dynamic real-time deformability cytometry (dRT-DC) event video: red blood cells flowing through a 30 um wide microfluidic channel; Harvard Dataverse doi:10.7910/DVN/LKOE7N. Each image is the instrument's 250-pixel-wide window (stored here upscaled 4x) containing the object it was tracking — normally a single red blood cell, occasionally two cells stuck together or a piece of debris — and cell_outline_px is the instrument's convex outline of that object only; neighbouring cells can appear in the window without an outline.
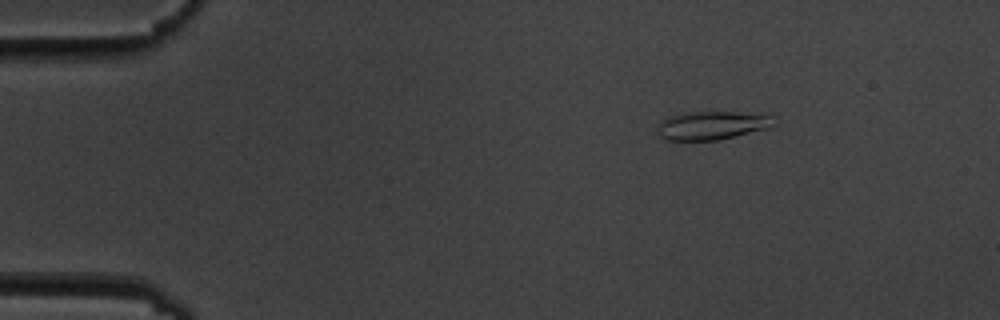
{"species": "common noctule bat (a hibernating species)", "species_latin": "Nyctalus noctula", "temperature_condition": "cold", "stored_images_in_passage": 5, "camera_frame_rate_fps": 3000, "um_per_image_px": 0.085, "animal": {"sex": "male", "body_mass_g": 19.5, "forearm_length_mm": 54.6}, "frame": {"image": 1, "passage_image": 1, "time_ms": 0.0, "image_size_px": [1000, 320], "cell_outline_px": [[776, 124], [768, 128], [720, 140], [664, 140], [656, 132], [660, 120], [668, 116], [684, 112], [772, 112]], "centroid_in_image_um": [60.58, 10.63], "position_along_channel_um": 24.4, "area_um2": 20.0}}
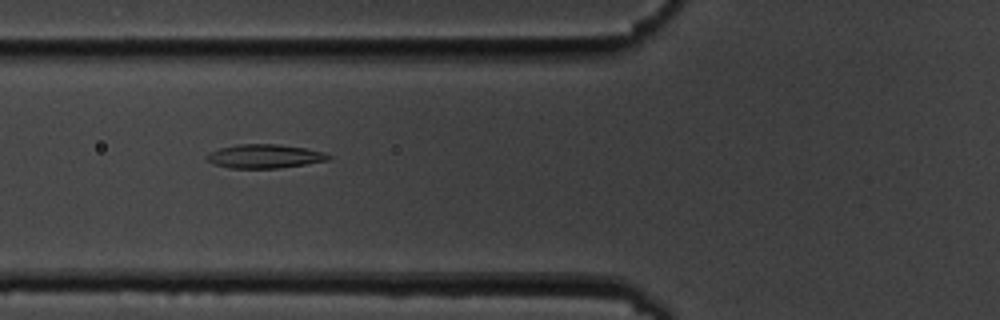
{"frame": {"image": 2, "passage_image": 4, "time_ms": 4.333, "image_size_px": [1000, 320], "cell_outline_px": [[332, 156], [328, 160], [304, 164], [276, 168], [228, 168], [212, 164], [204, 156], [208, 152], [220, 148], [236, 144], [280, 144], [308, 148], [324, 152]], "centroid_in_image_um": [22.45, 13.27], "position_along_channel_um": 103.3, "area_um2": 17.05}}
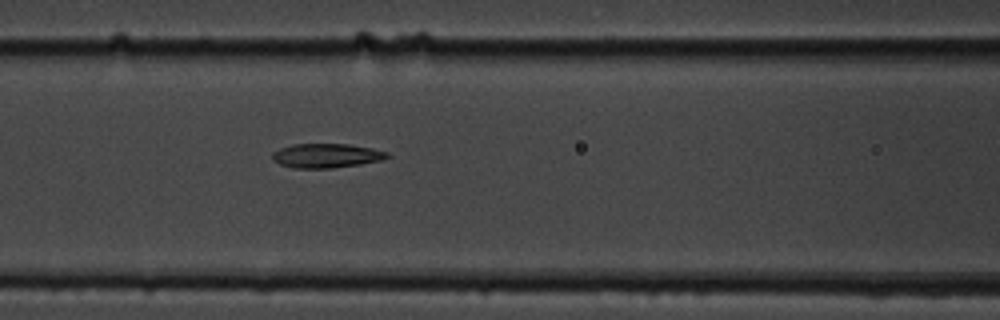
{"frame": {"image": 3, "passage_image": 5, "time_ms": 5.333, "image_size_px": [1000, 320], "cell_outline_px": [[392, 156], [380, 160], [360, 164], [332, 168], [292, 168], [280, 164], [272, 160], [272, 152], [280, 148], [292, 144], [348, 144], [372, 148], [388, 152]], "centroid_in_image_um": [27.73, 13.23], "position_along_channel_um": 138.9, "area_um2": 16.3}}